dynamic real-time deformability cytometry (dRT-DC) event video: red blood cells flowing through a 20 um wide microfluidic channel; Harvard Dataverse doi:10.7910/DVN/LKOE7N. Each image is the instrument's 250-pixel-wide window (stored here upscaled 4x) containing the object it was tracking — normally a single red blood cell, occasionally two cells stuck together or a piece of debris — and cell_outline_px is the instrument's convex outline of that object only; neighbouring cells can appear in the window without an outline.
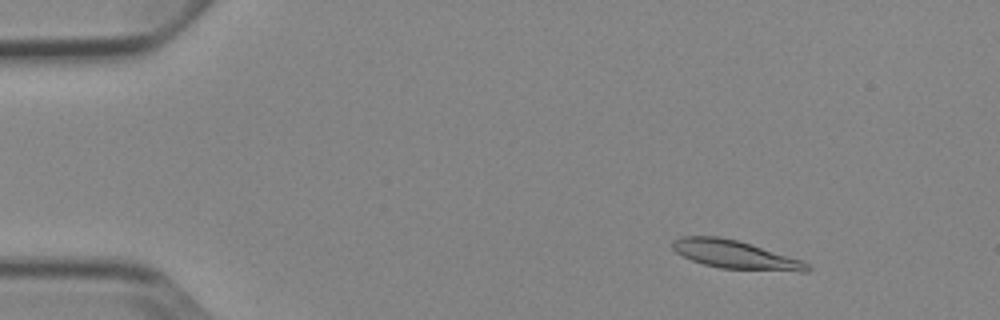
{"species": "Egyptian fruit bat (a non-hibernating species)", "species_latin": "Rousettus aegyptiacus", "temperature_condition": "cold", "stored_images_in_passage": 6, "camera_frame_rate_fps": 3000, "um_per_image_px": 0.085, "animal": {"sex": "female"}, "frame": {"image": 1, "passage_image": 3, "time_ms": 2.0, "image_size_px": [1000, 320], "cell_outline_px": [[812, 268], [808, 272], [800, 272], [720, 268], [704, 264], [692, 260], [676, 252], [672, 248], [672, 240], [680, 236], [720, 236], [736, 240], [804, 260]], "centroid_in_image_um": [62.53, 21.65], "position_along_channel_um": 22.5, "area_um2": 22.31}}
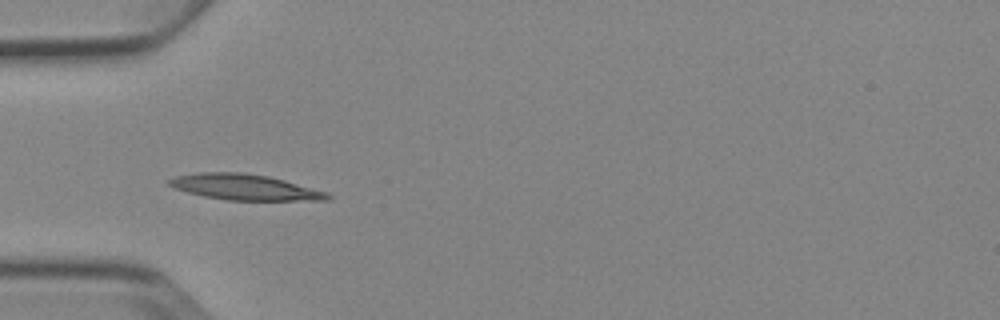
{"frame": {"image": 2, "passage_image": 5, "time_ms": 5.333, "image_size_px": [1000, 320], "cell_outline_px": [[332, 200], [228, 200], [204, 196], [188, 192], [176, 188], [168, 184], [168, 180], [176, 176], [196, 172], [244, 172], [268, 176], [284, 180], [328, 192], [332, 196]], "centroid_in_image_um": [20.83, 15.9], "position_along_channel_um": 64.2, "area_um2": 23.7}}
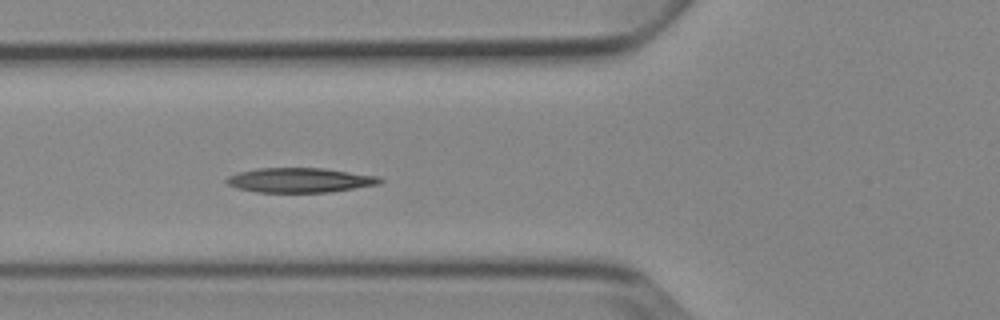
{"frame": {"image": 3, "passage_image": 6, "time_ms": 6.333, "image_size_px": [1000, 320], "cell_outline_px": [[384, 180], [380, 184], [328, 192], [256, 192], [236, 188], [228, 184], [224, 180], [228, 176], [240, 172], [256, 168], [324, 168], [380, 176]], "centroid_in_image_um": [25.5, 15.31], "position_along_channel_um": 100.3, "area_um2": 22.08}}